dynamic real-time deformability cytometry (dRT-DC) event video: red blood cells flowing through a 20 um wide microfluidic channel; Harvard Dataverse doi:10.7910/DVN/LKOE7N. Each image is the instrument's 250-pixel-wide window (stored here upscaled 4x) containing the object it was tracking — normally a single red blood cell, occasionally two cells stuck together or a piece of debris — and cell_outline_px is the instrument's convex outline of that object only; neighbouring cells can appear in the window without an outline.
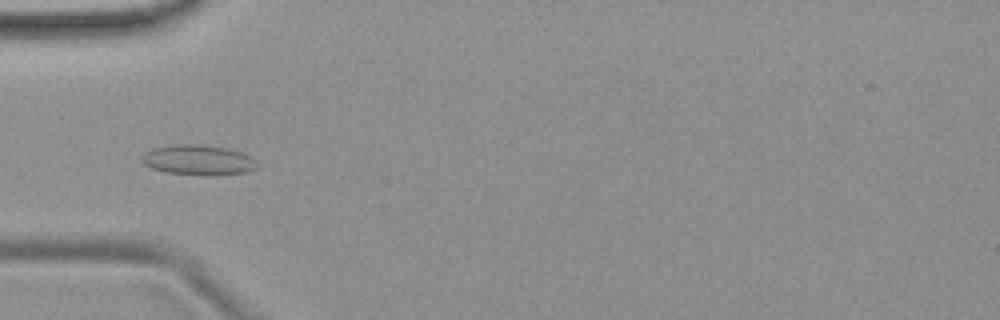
{"species": "common noctule bat (a hibernating species)", "species_latin": "Nyctalus noctula", "temperature_condition": "room temperature", "stored_images_in_passage": 43, "camera_frame_rate_fps": 3000, "um_per_image_px": 0.085, "animal": {"sex": "female", "body_mass_g": 19.9}, "frame": {"image": 1, "passage_image": 7, "time_ms": 2.0, "image_size_px": [1000, 320], "cell_outline_px": [[260, 168], [248, 172], [216, 176], [164, 172], [152, 168], [144, 164], [140, 160], [140, 156], [144, 152], [152, 148], [172, 144], [196, 144], [228, 148], [240, 152], [248, 156]], "centroid_in_image_um": [16.81, 13.6], "position_along_channel_um": 68.2, "area_um2": 20.46}}
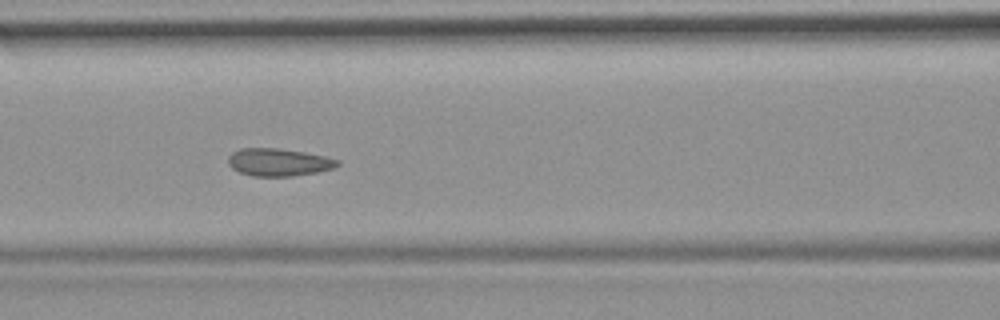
{"frame": {"image": 2, "passage_image": 13, "time_ms": 4.0, "image_size_px": [1000, 320], "cell_outline_px": [[340, 164], [332, 168], [316, 172], [292, 176], [252, 176], [240, 172], [232, 168], [228, 164], [228, 156], [232, 152], [240, 148], [280, 148], [304, 152], [324, 156], [340, 160]], "centroid_in_image_um": [23.66, 13.78], "position_along_channel_um": 142.9, "area_um2": 17.57}}
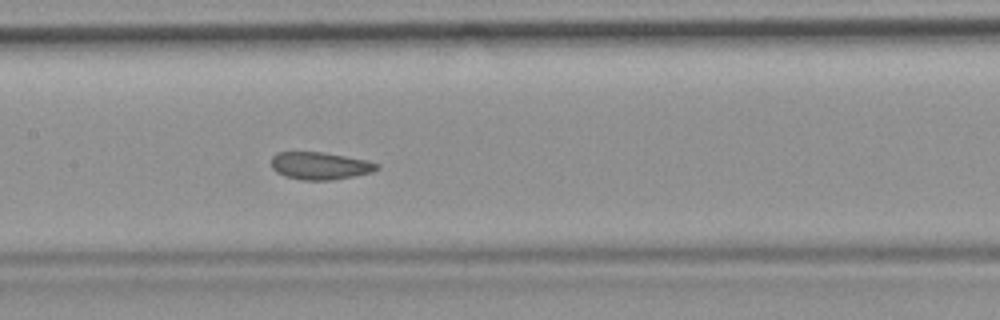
{"frame": {"image": 3, "passage_image": 16, "time_ms": 5.0, "image_size_px": [1000, 320], "cell_outline_px": [[380, 168], [372, 172], [332, 180], [300, 180], [284, 176], [276, 172], [272, 168], [272, 156], [276, 152], [324, 152], [368, 160], [380, 164]], "centroid_in_image_um": [27.21, 14.09], "position_along_channel_um": 180.2, "area_um2": 17.05}, "authors_computed_cell_mechanics": {"area_um2": 17.5712, "velocity_mm_per_s": 3.7535, "shape_relaxation_time_tau1_ms": null, "shape_relaxation_time_tau2_ms": 1.2669, "deformation_change_tau1": null, "deformation_change_tau2": 0.0436}}